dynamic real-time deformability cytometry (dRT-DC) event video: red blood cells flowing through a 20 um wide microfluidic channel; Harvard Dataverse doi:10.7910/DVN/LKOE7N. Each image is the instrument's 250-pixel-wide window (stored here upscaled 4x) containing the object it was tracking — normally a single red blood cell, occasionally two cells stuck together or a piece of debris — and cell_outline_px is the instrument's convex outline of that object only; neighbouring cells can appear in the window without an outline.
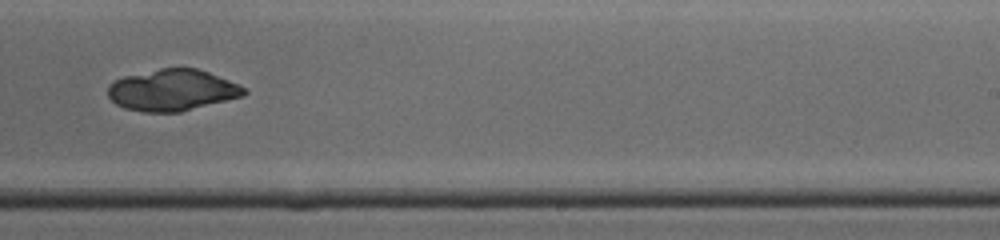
{"species": "common noctule bat (a hibernating species)", "species_latin": "Nyctalus noctula", "temperature_condition": "cold", "stored_images_in_passage": 40, "camera_frame_rate_fps": 3000, "um_per_image_px": 0.085, "animal": {"sex": "male", "body_mass_g": 19.0, "forearm_length_mm": 50.8}, "frame": {"image": 1, "passage_image": 25, "time_ms": 8.0, "image_size_px": [1000, 240], "cell_outline_px": [[248, 92], [244, 96], [180, 112], [144, 112], [124, 108], [116, 104], [108, 96], [108, 84], [124, 76], [160, 68], [196, 68], [208, 72], [236, 84], [244, 88]], "centroid_in_image_um": [14.62, 7.67], "position_along_channel_um": 274.4, "area_um2": 32.66}}